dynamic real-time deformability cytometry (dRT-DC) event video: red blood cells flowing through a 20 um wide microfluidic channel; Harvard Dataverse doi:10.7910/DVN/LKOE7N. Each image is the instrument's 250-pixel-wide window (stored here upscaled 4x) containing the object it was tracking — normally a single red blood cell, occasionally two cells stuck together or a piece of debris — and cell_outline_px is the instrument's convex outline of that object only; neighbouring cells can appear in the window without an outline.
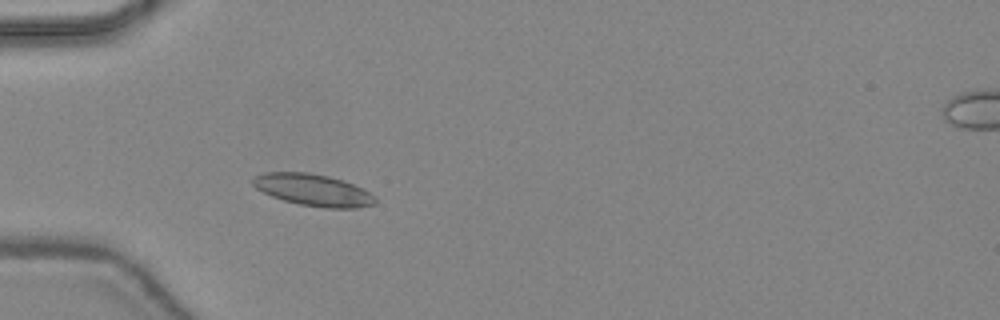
{"species": "common noctule bat (a hibernating species)", "species_latin": "Nyctalus noctula", "temperature_condition": "warm", "stored_images_in_passage": 29, "camera_frame_rate_fps": 3000, "um_per_image_px": 0.085, "animal": {"sex": "female", "body_mass_g": 24.6, "forearm_length_mm": 56.2}, "frame": {"image": 1, "passage_image": 5, "time_ms": 1.333, "image_size_px": [1000, 320], "cell_outline_px": [[376, 204], [356, 208], [324, 208], [300, 204], [284, 200], [272, 196], [256, 188], [252, 184], [252, 176], [264, 172], [308, 172], [328, 176], [344, 180], [376, 196]], "centroid_in_image_um": [26.61, 16.14], "position_along_channel_um": 58.4, "area_um2": 22.72}}
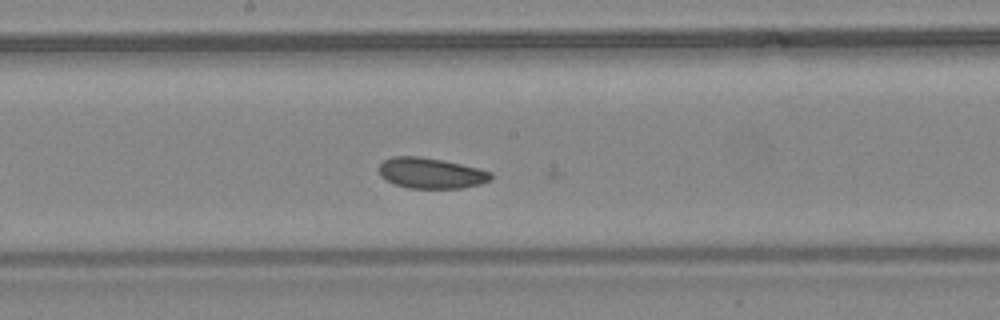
{"frame": {"image": 2, "passage_image": 16, "time_ms": 5.0, "image_size_px": [1000, 320], "cell_outline_px": [[492, 180], [480, 184], [460, 188], [408, 188], [396, 184], [380, 176], [380, 164], [384, 160], [392, 156], [420, 156], [460, 164], [492, 172]], "centroid_in_image_um": [36.64, 14.72], "position_along_channel_um": 211.6, "area_um2": 19.77}}
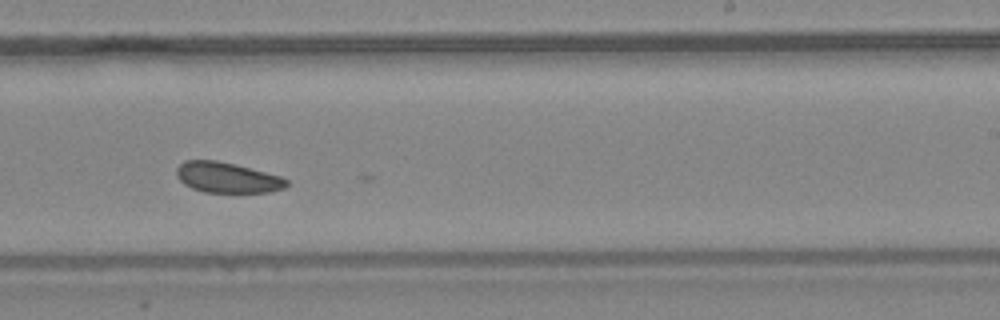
{"frame": {"image": 3, "passage_image": 20, "time_ms": 6.333, "image_size_px": [1000, 320], "cell_outline_px": [[288, 184], [284, 188], [272, 192], [204, 192], [192, 188], [184, 184], [176, 176], [176, 168], [184, 160], [216, 160], [280, 176], [288, 180]], "centroid_in_image_um": [19.28, 15.1], "position_along_channel_um": 269.7, "area_um2": 19.36}}